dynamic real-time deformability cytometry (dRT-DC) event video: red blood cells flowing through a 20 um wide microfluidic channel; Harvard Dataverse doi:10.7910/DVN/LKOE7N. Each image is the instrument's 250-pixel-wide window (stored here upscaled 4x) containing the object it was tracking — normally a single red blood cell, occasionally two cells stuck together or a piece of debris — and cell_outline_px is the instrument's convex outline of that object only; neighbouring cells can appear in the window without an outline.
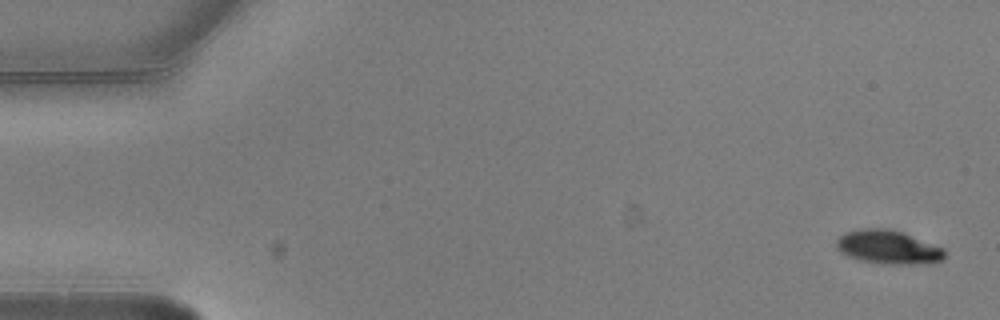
{"species": "common noctule bat (a hibernating species)", "species_latin": "Nyctalus noctula", "temperature_condition": "warm", "stored_images_in_passage": 2, "camera_frame_rate_fps": 3000, "um_per_image_px": 0.085, "animal": {"sex": "male", "body_mass_g": 20.5, "forearm_length_mm": 52.5}, "frame": {"image": 1, "passage_image": 1, "time_ms": 0.0, "image_size_px": [1000, 320], "cell_outline_px": [[944, 256], [940, 260], [916, 264], [892, 264], [860, 260], [848, 256], [840, 252], [836, 248], [836, 240], [844, 232], [860, 228], [892, 228], [904, 232], [944, 248]], "centroid_in_image_um": [75.45, 20.97], "position_along_channel_um": 9.5, "area_um2": 21.27}}